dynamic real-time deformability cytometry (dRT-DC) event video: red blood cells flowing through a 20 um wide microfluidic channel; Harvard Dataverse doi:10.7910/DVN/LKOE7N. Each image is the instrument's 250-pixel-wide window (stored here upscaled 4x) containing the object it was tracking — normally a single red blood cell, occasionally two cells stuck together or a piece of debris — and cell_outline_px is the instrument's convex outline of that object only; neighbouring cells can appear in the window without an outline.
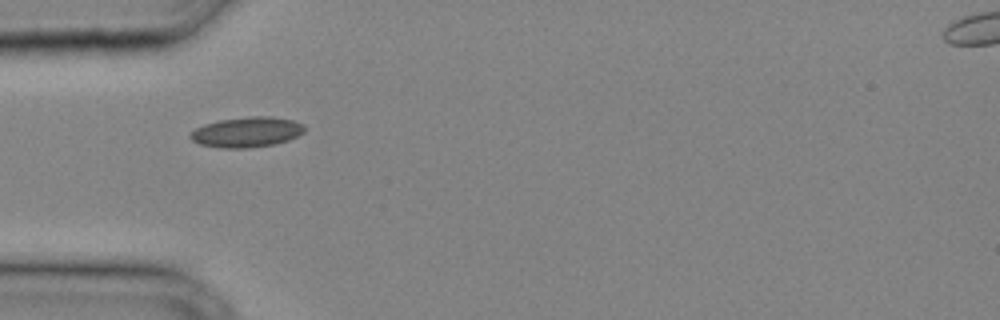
{"species": "common noctule bat (a hibernating species)", "species_latin": "Nyctalus noctula", "temperature_condition": "cold", "stored_images_in_passage": 21, "camera_frame_rate_fps": 3000, "um_per_image_px": 0.085, "animal": {"sex": "male", "body_mass_g": 20.4}, "frame": {"image": 1, "passage_image": 1, "time_ms": 0.0, "image_size_px": [1000, 320], "cell_outline_px": [[304, 132], [288, 140], [276, 144], [248, 148], [220, 148], [200, 144], [192, 140], [188, 136], [196, 128], [204, 124], [220, 120], [252, 116], [272, 116], [292, 120], [304, 124]], "centroid_in_image_um": [20.98, 11.23], "position_along_channel_um": 64.0, "area_um2": 20.11}}
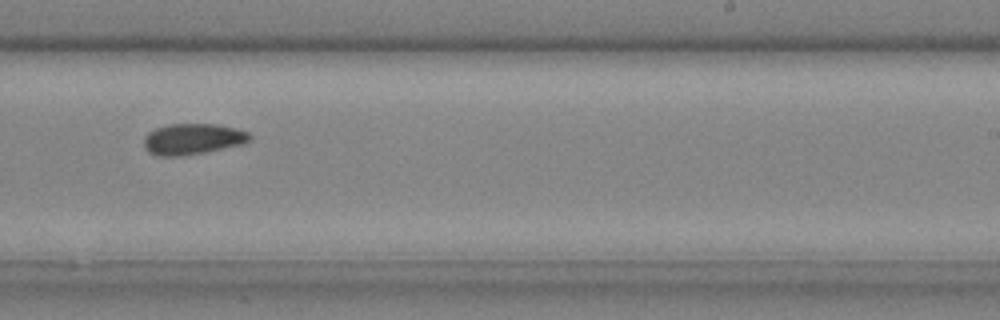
{"frame": {"image": 2, "passage_image": 12, "time_ms": 3.667, "image_size_px": [1000, 320], "cell_outline_px": [[252, 140], [244, 144], [184, 156], [156, 156], [148, 152], [144, 148], [144, 136], [148, 132], [156, 128], [168, 124], [216, 124], [236, 128], [248, 132], [252, 136]], "centroid_in_image_um": [16.38, 11.82], "position_along_channel_um": 272.6, "area_um2": 19.36}}